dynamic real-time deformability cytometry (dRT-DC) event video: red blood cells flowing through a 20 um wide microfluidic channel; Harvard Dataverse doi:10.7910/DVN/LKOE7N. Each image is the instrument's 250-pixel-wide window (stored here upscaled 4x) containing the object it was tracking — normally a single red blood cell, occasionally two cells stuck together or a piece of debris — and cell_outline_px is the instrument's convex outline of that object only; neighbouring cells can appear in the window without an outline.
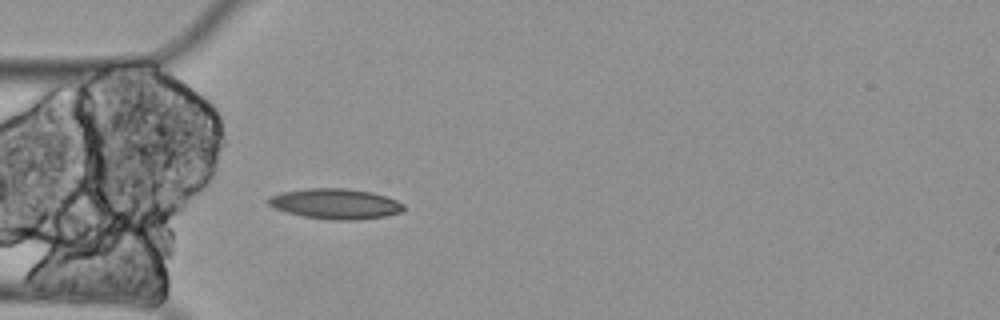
{"species": "Egyptian fruit bat (a non-hibernating species)", "species_latin": "Rousettus aegyptiacus", "temperature_condition": "cold", "stored_images_in_passage": 2, "camera_frame_rate_fps": 3000, "um_per_image_px": 0.085, "animal": {"sex": "female"}, "frame": {"image": 1, "passage_image": 2, "time_ms": 0.333, "image_size_px": [1000, 320], "cell_outline_px": [[404, 208], [400, 212], [384, 216], [356, 220], [332, 220], [304, 216], [288, 212], [276, 208], [268, 204], [268, 196], [280, 192], [304, 188], [348, 188], [372, 192], [396, 200], [404, 204]], "centroid_in_image_um": [28.49, 17.31], "position_along_channel_um": 56.5, "area_um2": 23.87}}